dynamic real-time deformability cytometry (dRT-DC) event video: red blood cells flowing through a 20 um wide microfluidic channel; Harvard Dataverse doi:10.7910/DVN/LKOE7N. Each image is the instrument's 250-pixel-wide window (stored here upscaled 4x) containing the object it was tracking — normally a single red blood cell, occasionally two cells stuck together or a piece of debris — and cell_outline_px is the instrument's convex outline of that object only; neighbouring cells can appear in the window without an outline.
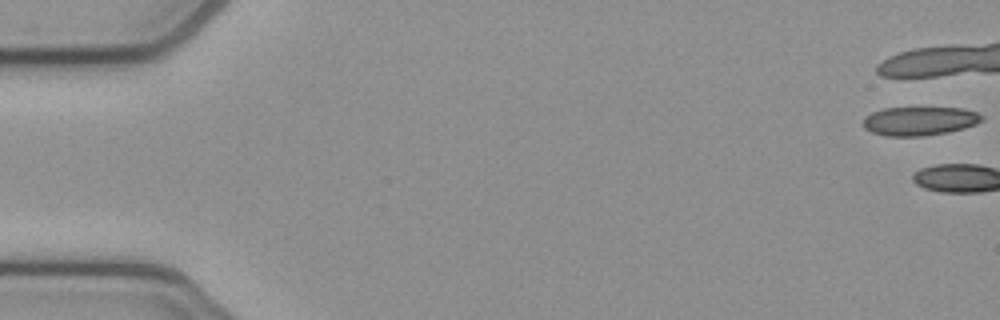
{"species": "common noctule bat (a hibernating species)", "species_latin": "Nyctalus noctula", "temperature_condition": "cold", "stored_images_in_passage": 3, "camera_frame_rate_fps": 3000, "um_per_image_px": 0.085, "animal": {"sex": "female", "body_mass_g": 21.9}, "frame": {"image": 1, "passage_image": 1, "time_ms": 0.0, "image_size_px": [1000, 320], "cell_outline_px": [[984, 120], [976, 124], [964, 128], [948, 132], [924, 136], [884, 136], [872, 132], [864, 128], [860, 124], [864, 116], [872, 112], [884, 108], [964, 108], [976, 112], [984, 116]], "centroid_in_image_um": [78.13, 10.29], "position_along_channel_um": 6.9, "area_um2": 20.17}}